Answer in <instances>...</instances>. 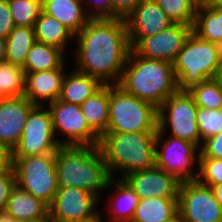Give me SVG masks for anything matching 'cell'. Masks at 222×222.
<instances>
[{
    "label": "cell",
    "instance_id": "44",
    "mask_svg": "<svg viewBox=\"0 0 222 222\" xmlns=\"http://www.w3.org/2000/svg\"><path fill=\"white\" fill-rule=\"evenodd\" d=\"M0 222H17L13 217H11L5 211L0 212Z\"/></svg>",
    "mask_w": 222,
    "mask_h": 222
},
{
    "label": "cell",
    "instance_id": "12",
    "mask_svg": "<svg viewBox=\"0 0 222 222\" xmlns=\"http://www.w3.org/2000/svg\"><path fill=\"white\" fill-rule=\"evenodd\" d=\"M178 212L184 222H222V206L211 187L198 181L180 183Z\"/></svg>",
    "mask_w": 222,
    "mask_h": 222
},
{
    "label": "cell",
    "instance_id": "33",
    "mask_svg": "<svg viewBox=\"0 0 222 222\" xmlns=\"http://www.w3.org/2000/svg\"><path fill=\"white\" fill-rule=\"evenodd\" d=\"M196 117L202 142L222 132V108L220 110H214L198 107Z\"/></svg>",
    "mask_w": 222,
    "mask_h": 222
},
{
    "label": "cell",
    "instance_id": "4",
    "mask_svg": "<svg viewBox=\"0 0 222 222\" xmlns=\"http://www.w3.org/2000/svg\"><path fill=\"white\" fill-rule=\"evenodd\" d=\"M156 134L157 132L103 134L98 148L110 176L122 179L129 173L154 168Z\"/></svg>",
    "mask_w": 222,
    "mask_h": 222
},
{
    "label": "cell",
    "instance_id": "10",
    "mask_svg": "<svg viewBox=\"0 0 222 222\" xmlns=\"http://www.w3.org/2000/svg\"><path fill=\"white\" fill-rule=\"evenodd\" d=\"M46 106L51 114L55 137L61 146H98L100 137L87 124L80 105L57 99Z\"/></svg>",
    "mask_w": 222,
    "mask_h": 222
},
{
    "label": "cell",
    "instance_id": "37",
    "mask_svg": "<svg viewBox=\"0 0 222 222\" xmlns=\"http://www.w3.org/2000/svg\"><path fill=\"white\" fill-rule=\"evenodd\" d=\"M16 186L15 174L13 168L0 175V212L5 211L10 193Z\"/></svg>",
    "mask_w": 222,
    "mask_h": 222
},
{
    "label": "cell",
    "instance_id": "47",
    "mask_svg": "<svg viewBox=\"0 0 222 222\" xmlns=\"http://www.w3.org/2000/svg\"><path fill=\"white\" fill-rule=\"evenodd\" d=\"M210 4L219 9V10H222V0H211Z\"/></svg>",
    "mask_w": 222,
    "mask_h": 222
},
{
    "label": "cell",
    "instance_id": "34",
    "mask_svg": "<svg viewBox=\"0 0 222 222\" xmlns=\"http://www.w3.org/2000/svg\"><path fill=\"white\" fill-rule=\"evenodd\" d=\"M197 181L208 187L222 183V159L199 157Z\"/></svg>",
    "mask_w": 222,
    "mask_h": 222
},
{
    "label": "cell",
    "instance_id": "2",
    "mask_svg": "<svg viewBox=\"0 0 222 222\" xmlns=\"http://www.w3.org/2000/svg\"><path fill=\"white\" fill-rule=\"evenodd\" d=\"M116 85L156 108L178 91L173 63L143 58L132 49Z\"/></svg>",
    "mask_w": 222,
    "mask_h": 222
},
{
    "label": "cell",
    "instance_id": "8",
    "mask_svg": "<svg viewBox=\"0 0 222 222\" xmlns=\"http://www.w3.org/2000/svg\"><path fill=\"white\" fill-rule=\"evenodd\" d=\"M199 155L200 148L196 144L157 132L155 167L173 175L181 183L197 181Z\"/></svg>",
    "mask_w": 222,
    "mask_h": 222
},
{
    "label": "cell",
    "instance_id": "6",
    "mask_svg": "<svg viewBox=\"0 0 222 222\" xmlns=\"http://www.w3.org/2000/svg\"><path fill=\"white\" fill-rule=\"evenodd\" d=\"M158 132V108L109 85V122L105 133Z\"/></svg>",
    "mask_w": 222,
    "mask_h": 222
},
{
    "label": "cell",
    "instance_id": "35",
    "mask_svg": "<svg viewBox=\"0 0 222 222\" xmlns=\"http://www.w3.org/2000/svg\"><path fill=\"white\" fill-rule=\"evenodd\" d=\"M90 20H112L111 0H81Z\"/></svg>",
    "mask_w": 222,
    "mask_h": 222
},
{
    "label": "cell",
    "instance_id": "31",
    "mask_svg": "<svg viewBox=\"0 0 222 222\" xmlns=\"http://www.w3.org/2000/svg\"><path fill=\"white\" fill-rule=\"evenodd\" d=\"M173 24L193 25L197 3L194 0H155Z\"/></svg>",
    "mask_w": 222,
    "mask_h": 222
},
{
    "label": "cell",
    "instance_id": "22",
    "mask_svg": "<svg viewBox=\"0 0 222 222\" xmlns=\"http://www.w3.org/2000/svg\"><path fill=\"white\" fill-rule=\"evenodd\" d=\"M102 86L103 84L98 79L73 68L65 75L58 100L81 105Z\"/></svg>",
    "mask_w": 222,
    "mask_h": 222
},
{
    "label": "cell",
    "instance_id": "25",
    "mask_svg": "<svg viewBox=\"0 0 222 222\" xmlns=\"http://www.w3.org/2000/svg\"><path fill=\"white\" fill-rule=\"evenodd\" d=\"M192 32L199 38L222 47V10L210 3L197 5Z\"/></svg>",
    "mask_w": 222,
    "mask_h": 222
},
{
    "label": "cell",
    "instance_id": "13",
    "mask_svg": "<svg viewBox=\"0 0 222 222\" xmlns=\"http://www.w3.org/2000/svg\"><path fill=\"white\" fill-rule=\"evenodd\" d=\"M99 200L94 194L68 187L58 189L49 208L51 222H83L95 217L101 210Z\"/></svg>",
    "mask_w": 222,
    "mask_h": 222
},
{
    "label": "cell",
    "instance_id": "19",
    "mask_svg": "<svg viewBox=\"0 0 222 222\" xmlns=\"http://www.w3.org/2000/svg\"><path fill=\"white\" fill-rule=\"evenodd\" d=\"M112 188L114 192L107 197L104 209L106 215L103 218H107L106 222H131L136 207L139 202L138 195L128 186V184L120 178H113L109 180L106 190Z\"/></svg>",
    "mask_w": 222,
    "mask_h": 222
},
{
    "label": "cell",
    "instance_id": "15",
    "mask_svg": "<svg viewBox=\"0 0 222 222\" xmlns=\"http://www.w3.org/2000/svg\"><path fill=\"white\" fill-rule=\"evenodd\" d=\"M124 20L130 48L140 39L155 35L173 24L155 0H141Z\"/></svg>",
    "mask_w": 222,
    "mask_h": 222
},
{
    "label": "cell",
    "instance_id": "38",
    "mask_svg": "<svg viewBox=\"0 0 222 222\" xmlns=\"http://www.w3.org/2000/svg\"><path fill=\"white\" fill-rule=\"evenodd\" d=\"M15 28L7 0H0V36L7 37Z\"/></svg>",
    "mask_w": 222,
    "mask_h": 222
},
{
    "label": "cell",
    "instance_id": "36",
    "mask_svg": "<svg viewBox=\"0 0 222 222\" xmlns=\"http://www.w3.org/2000/svg\"><path fill=\"white\" fill-rule=\"evenodd\" d=\"M199 157L222 159V132L202 142Z\"/></svg>",
    "mask_w": 222,
    "mask_h": 222
},
{
    "label": "cell",
    "instance_id": "21",
    "mask_svg": "<svg viewBox=\"0 0 222 222\" xmlns=\"http://www.w3.org/2000/svg\"><path fill=\"white\" fill-rule=\"evenodd\" d=\"M5 212L16 221L49 219L48 206L17 185L10 193Z\"/></svg>",
    "mask_w": 222,
    "mask_h": 222
},
{
    "label": "cell",
    "instance_id": "14",
    "mask_svg": "<svg viewBox=\"0 0 222 222\" xmlns=\"http://www.w3.org/2000/svg\"><path fill=\"white\" fill-rule=\"evenodd\" d=\"M191 32V25L172 24L155 35L140 39L131 49L143 58L173 63Z\"/></svg>",
    "mask_w": 222,
    "mask_h": 222
},
{
    "label": "cell",
    "instance_id": "48",
    "mask_svg": "<svg viewBox=\"0 0 222 222\" xmlns=\"http://www.w3.org/2000/svg\"><path fill=\"white\" fill-rule=\"evenodd\" d=\"M17 222H51L50 219H39V220H30V221H17Z\"/></svg>",
    "mask_w": 222,
    "mask_h": 222
},
{
    "label": "cell",
    "instance_id": "7",
    "mask_svg": "<svg viewBox=\"0 0 222 222\" xmlns=\"http://www.w3.org/2000/svg\"><path fill=\"white\" fill-rule=\"evenodd\" d=\"M13 171L18 187L51 205L58 190L55 153L13 157Z\"/></svg>",
    "mask_w": 222,
    "mask_h": 222
},
{
    "label": "cell",
    "instance_id": "29",
    "mask_svg": "<svg viewBox=\"0 0 222 222\" xmlns=\"http://www.w3.org/2000/svg\"><path fill=\"white\" fill-rule=\"evenodd\" d=\"M26 73L18 65L0 62V100L24 95Z\"/></svg>",
    "mask_w": 222,
    "mask_h": 222
},
{
    "label": "cell",
    "instance_id": "30",
    "mask_svg": "<svg viewBox=\"0 0 222 222\" xmlns=\"http://www.w3.org/2000/svg\"><path fill=\"white\" fill-rule=\"evenodd\" d=\"M187 91L198 107L214 110L222 108V89L213 78L194 85Z\"/></svg>",
    "mask_w": 222,
    "mask_h": 222
},
{
    "label": "cell",
    "instance_id": "24",
    "mask_svg": "<svg viewBox=\"0 0 222 222\" xmlns=\"http://www.w3.org/2000/svg\"><path fill=\"white\" fill-rule=\"evenodd\" d=\"M80 107L89 127L99 137L105 134L109 122V85H103Z\"/></svg>",
    "mask_w": 222,
    "mask_h": 222
},
{
    "label": "cell",
    "instance_id": "45",
    "mask_svg": "<svg viewBox=\"0 0 222 222\" xmlns=\"http://www.w3.org/2000/svg\"><path fill=\"white\" fill-rule=\"evenodd\" d=\"M103 215H105V213L102 214L101 211H100V212H99L95 217H93L92 219L87 220V221H83V222H106V220L103 218Z\"/></svg>",
    "mask_w": 222,
    "mask_h": 222
},
{
    "label": "cell",
    "instance_id": "40",
    "mask_svg": "<svg viewBox=\"0 0 222 222\" xmlns=\"http://www.w3.org/2000/svg\"><path fill=\"white\" fill-rule=\"evenodd\" d=\"M13 168L12 150L0 143V175L9 172Z\"/></svg>",
    "mask_w": 222,
    "mask_h": 222
},
{
    "label": "cell",
    "instance_id": "23",
    "mask_svg": "<svg viewBox=\"0 0 222 222\" xmlns=\"http://www.w3.org/2000/svg\"><path fill=\"white\" fill-rule=\"evenodd\" d=\"M34 30L36 41L54 46L66 55L68 46L75 40V35L66 26L43 11L34 24Z\"/></svg>",
    "mask_w": 222,
    "mask_h": 222
},
{
    "label": "cell",
    "instance_id": "16",
    "mask_svg": "<svg viewBox=\"0 0 222 222\" xmlns=\"http://www.w3.org/2000/svg\"><path fill=\"white\" fill-rule=\"evenodd\" d=\"M139 199L161 197L178 198L180 181L160 168L129 173L122 178Z\"/></svg>",
    "mask_w": 222,
    "mask_h": 222
},
{
    "label": "cell",
    "instance_id": "32",
    "mask_svg": "<svg viewBox=\"0 0 222 222\" xmlns=\"http://www.w3.org/2000/svg\"><path fill=\"white\" fill-rule=\"evenodd\" d=\"M15 26L34 27L42 9V0H7Z\"/></svg>",
    "mask_w": 222,
    "mask_h": 222
},
{
    "label": "cell",
    "instance_id": "17",
    "mask_svg": "<svg viewBox=\"0 0 222 222\" xmlns=\"http://www.w3.org/2000/svg\"><path fill=\"white\" fill-rule=\"evenodd\" d=\"M24 96L0 100V143L12 151L18 145L27 116L34 107Z\"/></svg>",
    "mask_w": 222,
    "mask_h": 222
},
{
    "label": "cell",
    "instance_id": "26",
    "mask_svg": "<svg viewBox=\"0 0 222 222\" xmlns=\"http://www.w3.org/2000/svg\"><path fill=\"white\" fill-rule=\"evenodd\" d=\"M69 55L54 46L36 41L29 50L22 68L25 73L57 69L66 62Z\"/></svg>",
    "mask_w": 222,
    "mask_h": 222
},
{
    "label": "cell",
    "instance_id": "41",
    "mask_svg": "<svg viewBox=\"0 0 222 222\" xmlns=\"http://www.w3.org/2000/svg\"><path fill=\"white\" fill-rule=\"evenodd\" d=\"M211 190L214 194L215 199L219 202V204L222 206V183L213 185L211 187Z\"/></svg>",
    "mask_w": 222,
    "mask_h": 222
},
{
    "label": "cell",
    "instance_id": "46",
    "mask_svg": "<svg viewBox=\"0 0 222 222\" xmlns=\"http://www.w3.org/2000/svg\"><path fill=\"white\" fill-rule=\"evenodd\" d=\"M165 222H184L179 212H177L172 218L166 220Z\"/></svg>",
    "mask_w": 222,
    "mask_h": 222
},
{
    "label": "cell",
    "instance_id": "49",
    "mask_svg": "<svg viewBox=\"0 0 222 222\" xmlns=\"http://www.w3.org/2000/svg\"><path fill=\"white\" fill-rule=\"evenodd\" d=\"M198 5L210 3L211 0H194Z\"/></svg>",
    "mask_w": 222,
    "mask_h": 222
},
{
    "label": "cell",
    "instance_id": "5",
    "mask_svg": "<svg viewBox=\"0 0 222 222\" xmlns=\"http://www.w3.org/2000/svg\"><path fill=\"white\" fill-rule=\"evenodd\" d=\"M222 60V47L191 32L173 61L178 91L215 77Z\"/></svg>",
    "mask_w": 222,
    "mask_h": 222
},
{
    "label": "cell",
    "instance_id": "9",
    "mask_svg": "<svg viewBox=\"0 0 222 222\" xmlns=\"http://www.w3.org/2000/svg\"><path fill=\"white\" fill-rule=\"evenodd\" d=\"M198 106L188 91H177L158 108V132L202 145L197 126Z\"/></svg>",
    "mask_w": 222,
    "mask_h": 222
},
{
    "label": "cell",
    "instance_id": "20",
    "mask_svg": "<svg viewBox=\"0 0 222 222\" xmlns=\"http://www.w3.org/2000/svg\"><path fill=\"white\" fill-rule=\"evenodd\" d=\"M42 9L55 17L74 35L90 21L81 0H42Z\"/></svg>",
    "mask_w": 222,
    "mask_h": 222
},
{
    "label": "cell",
    "instance_id": "11",
    "mask_svg": "<svg viewBox=\"0 0 222 222\" xmlns=\"http://www.w3.org/2000/svg\"><path fill=\"white\" fill-rule=\"evenodd\" d=\"M60 147L53 131L48 107L35 105L27 116L19 143L12 151L13 157L56 153Z\"/></svg>",
    "mask_w": 222,
    "mask_h": 222
},
{
    "label": "cell",
    "instance_id": "18",
    "mask_svg": "<svg viewBox=\"0 0 222 222\" xmlns=\"http://www.w3.org/2000/svg\"><path fill=\"white\" fill-rule=\"evenodd\" d=\"M66 61L60 68L26 73L24 97L33 105L46 106L56 101L67 73ZM67 65V66H66Z\"/></svg>",
    "mask_w": 222,
    "mask_h": 222
},
{
    "label": "cell",
    "instance_id": "3",
    "mask_svg": "<svg viewBox=\"0 0 222 222\" xmlns=\"http://www.w3.org/2000/svg\"><path fill=\"white\" fill-rule=\"evenodd\" d=\"M55 164L58 189L73 186L102 199L111 176L98 146H61Z\"/></svg>",
    "mask_w": 222,
    "mask_h": 222
},
{
    "label": "cell",
    "instance_id": "28",
    "mask_svg": "<svg viewBox=\"0 0 222 222\" xmlns=\"http://www.w3.org/2000/svg\"><path fill=\"white\" fill-rule=\"evenodd\" d=\"M35 42L34 27L15 26L6 37L4 62L23 67L27 54Z\"/></svg>",
    "mask_w": 222,
    "mask_h": 222
},
{
    "label": "cell",
    "instance_id": "27",
    "mask_svg": "<svg viewBox=\"0 0 222 222\" xmlns=\"http://www.w3.org/2000/svg\"><path fill=\"white\" fill-rule=\"evenodd\" d=\"M178 212V198L139 199L131 222H165Z\"/></svg>",
    "mask_w": 222,
    "mask_h": 222
},
{
    "label": "cell",
    "instance_id": "39",
    "mask_svg": "<svg viewBox=\"0 0 222 222\" xmlns=\"http://www.w3.org/2000/svg\"><path fill=\"white\" fill-rule=\"evenodd\" d=\"M141 0H111L113 19L125 18Z\"/></svg>",
    "mask_w": 222,
    "mask_h": 222
},
{
    "label": "cell",
    "instance_id": "43",
    "mask_svg": "<svg viewBox=\"0 0 222 222\" xmlns=\"http://www.w3.org/2000/svg\"><path fill=\"white\" fill-rule=\"evenodd\" d=\"M213 79L217 82V84L222 89V60H221L220 66L218 67L216 71L215 77Z\"/></svg>",
    "mask_w": 222,
    "mask_h": 222
},
{
    "label": "cell",
    "instance_id": "42",
    "mask_svg": "<svg viewBox=\"0 0 222 222\" xmlns=\"http://www.w3.org/2000/svg\"><path fill=\"white\" fill-rule=\"evenodd\" d=\"M6 38L0 36V62H4L5 57H6Z\"/></svg>",
    "mask_w": 222,
    "mask_h": 222
},
{
    "label": "cell",
    "instance_id": "1",
    "mask_svg": "<svg viewBox=\"0 0 222 222\" xmlns=\"http://www.w3.org/2000/svg\"><path fill=\"white\" fill-rule=\"evenodd\" d=\"M75 40L70 51L74 52V69L103 85H116L131 50L125 20H90Z\"/></svg>",
    "mask_w": 222,
    "mask_h": 222
}]
</instances>
